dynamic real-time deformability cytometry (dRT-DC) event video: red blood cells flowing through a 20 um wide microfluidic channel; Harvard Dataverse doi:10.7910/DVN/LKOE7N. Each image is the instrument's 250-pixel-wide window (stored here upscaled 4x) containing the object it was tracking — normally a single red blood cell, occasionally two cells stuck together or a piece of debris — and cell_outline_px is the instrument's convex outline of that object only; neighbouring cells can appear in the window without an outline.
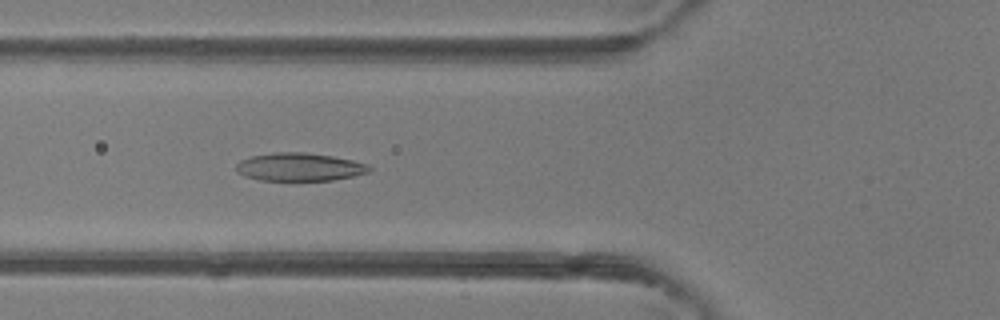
{"species": "common noctule bat (a hibernating species)", "species_latin": "Nyctalus noctula", "temperature_condition": "room temperature", "stored_images_in_passage": 38, "camera_frame_rate_fps": 3000, "um_per_image_px": 0.085, "animal": {"sex": "female"}, "frame": {"image": 1, "passage_image": 11, "time_ms": 3.333, "image_size_px": [1000, 320], "cell_outline_px": [[372, 168], [368, 172], [352, 176], [332, 180], [260, 180], [244, 176], [236, 172], [236, 164], [240, 160], [252, 156], [276, 152], [304, 152], [332, 156], [352, 160], [368, 164]], "centroid_in_image_um": [25.43, 14.19], "position_along_channel_um": 100.4, "area_um2": 21.68}}
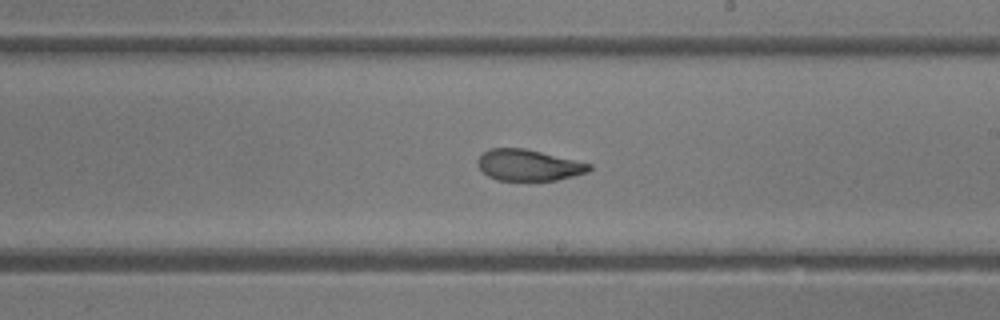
{"frame": {"image": 2, "passage_image": 21, "time_ms": 6.667, "image_size_px": [1000, 320], "cell_outline_px": [[592, 168], [588, 172], [556, 180], [496, 180], [488, 176], [476, 164], [476, 160], [488, 148], [524, 148], [592, 164]], "centroid_in_image_um": [44.9, 14.03], "position_along_channel_um": 244.1, "area_um2": 20.17}}
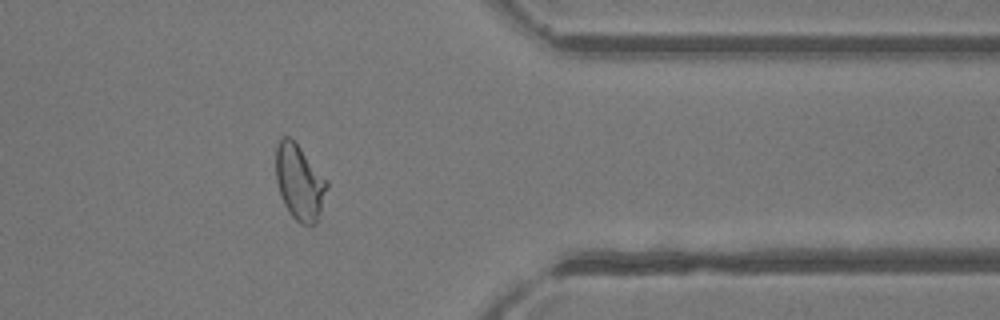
{"frame": {"image": 3, "passage_image": 32, "time_ms": 10.333, "image_size_px": [1000, 320], "cell_outline_px": [[328, 184], [320, 212], [316, 224], [300, 224], [292, 216], [284, 204], [276, 180], [276, 144], [280, 136], [288, 136], [300, 148], [328, 180]], "centroid_in_image_um": [25.44, 15.48], "position_along_channel_um": 386.0, "area_um2": 22.2}}